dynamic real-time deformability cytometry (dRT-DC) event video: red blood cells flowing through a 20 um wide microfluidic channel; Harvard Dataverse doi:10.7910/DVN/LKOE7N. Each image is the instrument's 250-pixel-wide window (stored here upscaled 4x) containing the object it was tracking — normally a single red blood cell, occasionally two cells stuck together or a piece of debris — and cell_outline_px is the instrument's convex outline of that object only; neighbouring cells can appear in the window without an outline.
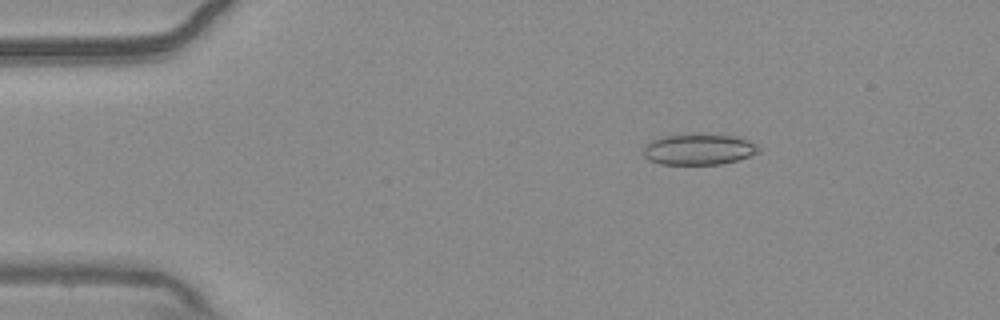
{"species": "common noctule bat (a hibernating species)", "species_latin": "Nyctalus noctula", "temperature_condition": "warm", "stored_images_in_passage": 54, "camera_frame_rate_fps": 3000, "um_per_image_px": 0.085, "animal": {"sex": "male", "body_mass_g": 20.4}, "frame": {"image": 1, "passage_image": 8, "time_ms": 2.333, "image_size_px": [1000, 320], "cell_outline_px": [[760, 152], [736, 160], [720, 164], [660, 164], [648, 160], [644, 156], [644, 148], [652, 140], [664, 136], [688, 132], [720, 132], [736, 136], [748, 140], [756, 144], [760, 148]], "centroid_in_image_um": [59.42, 12.64], "position_along_channel_um": 25.6, "area_um2": 21.56}}
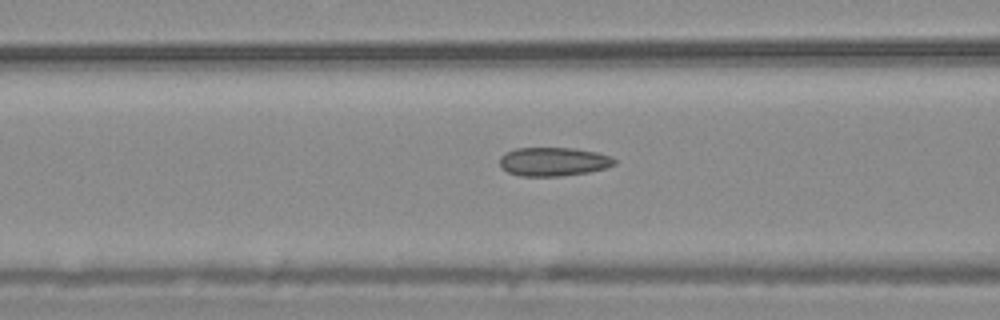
{"frame": {"image": 2, "passage_image": 21, "time_ms": 6.667, "image_size_px": [1000, 320], "cell_outline_px": [[616, 164], [604, 168], [588, 172], [560, 176], [520, 176], [508, 172], [500, 168], [500, 156], [504, 152], [516, 148], [576, 148], [596, 152], [612, 156], [616, 160]], "centroid_in_image_um": [47.02, 13.73], "position_along_channel_um": 119.6, "area_um2": 19.36}}
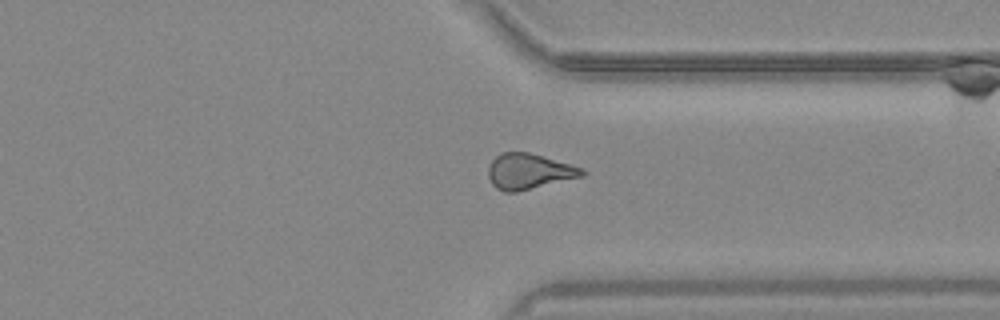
{"frame": {"image": 3, "passage_image": 41, "time_ms": 13.333, "image_size_px": [1000, 320], "cell_outline_px": [[588, 172], [584, 176], [516, 192], [504, 192], [496, 188], [492, 184], [488, 176], [488, 168], [492, 160], [500, 152], [528, 152], [584, 168]], "centroid_in_image_um": [44.97, 14.57], "position_along_channel_um": 366.4, "area_um2": 19.48}, "authors_computed_cell_mechanics": {"area_um2": 19.363, "velocity_mm_per_s": 3.7134, "shape_relaxation_time_tau1_ms": null, "shape_relaxation_time_tau2_ms": 2.0739, "deformation_change_tau1": null, "deformation_change_tau2": 0.0927}}